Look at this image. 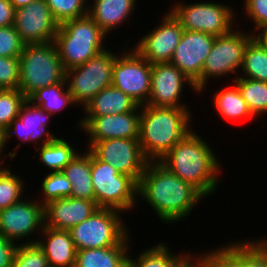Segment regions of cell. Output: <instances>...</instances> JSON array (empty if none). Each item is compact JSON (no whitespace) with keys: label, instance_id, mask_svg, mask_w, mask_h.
I'll use <instances>...</instances> for the list:
<instances>
[{"label":"cell","instance_id":"6da1fadb","mask_svg":"<svg viewBox=\"0 0 267 267\" xmlns=\"http://www.w3.org/2000/svg\"><path fill=\"white\" fill-rule=\"evenodd\" d=\"M137 196L142 197L164 223L183 221L204 199L195 187L181 180L160 162H148L138 182Z\"/></svg>","mask_w":267,"mask_h":267},{"label":"cell","instance_id":"7a4b0ae2","mask_svg":"<svg viewBox=\"0 0 267 267\" xmlns=\"http://www.w3.org/2000/svg\"><path fill=\"white\" fill-rule=\"evenodd\" d=\"M195 133H188L159 162L206 197L219 185L221 165L213 148Z\"/></svg>","mask_w":267,"mask_h":267},{"label":"cell","instance_id":"3957f363","mask_svg":"<svg viewBox=\"0 0 267 267\" xmlns=\"http://www.w3.org/2000/svg\"><path fill=\"white\" fill-rule=\"evenodd\" d=\"M191 115L189 108L141 106L138 140L149 162H159L192 131Z\"/></svg>","mask_w":267,"mask_h":267},{"label":"cell","instance_id":"277c9868","mask_svg":"<svg viewBox=\"0 0 267 267\" xmlns=\"http://www.w3.org/2000/svg\"><path fill=\"white\" fill-rule=\"evenodd\" d=\"M105 37L89 15L60 24L54 43L64 69L82 65L105 50Z\"/></svg>","mask_w":267,"mask_h":267},{"label":"cell","instance_id":"5b68a950","mask_svg":"<svg viewBox=\"0 0 267 267\" xmlns=\"http://www.w3.org/2000/svg\"><path fill=\"white\" fill-rule=\"evenodd\" d=\"M18 89L28 99L38 89L61 83L65 69L53 42L26 44L19 57Z\"/></svg>","mask_w":267,"mask_h":267},{"label":"cell","instance_id":"8992f818","mask_svg":"<svg viewBox=\"0 0 267 267\" xmlns=\"http://www.w3.org/2000/svg\"><path fill=\"white\" fill-rule=\"evenodd\" d=\"M91 178L98 207L130 211L136 206L138 184L91 153Z\"/></svg>","mask_w":267,"mask_h":267},{"label":"cell","instance_id":"52a82bcc","mask_svg":"<svg viewBox=\"0 0 267 267\" xmlns=\"http://www.w3.org/2000/svg\"><path fill=\"white\" fill-rule=\"evenodd\" d=\"M116 54L107 48L84 64L65 70L67 90L74 103L85 107L102 89L112 83Z\"/></svg>","mask_w":267,"mask_h":267},{"label":"cell","instance_id":"ba28073f","mask_svg":"<svg viewBox=\"0 0 267 267\" xmlns=\"http://www.w3.org/2000/svg\"><path fill=\"white\" fill-rule=\"evenodd\" d=\"M122 211L112 208L95 210L92 215L68 231L76 250L117 245L130 231L119 217Z\"/></svg>","mask_w":267,"mask_h":267},{"label":"cell","instance_id":"9c48e42d","mask_svg":"<svg viewBox=\"0 0 267 267\" xmlns=\"http://www.w3.org/2000/svg\"><path fill=\"white\" fill-rule=\"evenodd\" d=\"M253 37V32L245 33L239 29L215 37L213 47L203 65L202 74L194 83L196 90L202 93L211 77L223 78L241 71L245 47Z\"/></svg>","mask_w":267,"mask_h":267},{"label":"cell","instance_id":"30bf717a","mask_svg":"<svg viewBox=\"0 0 267 267\" xmlns=\"http://www.w3.org/2000/svg\"><path fill=\"white\" fill-rule=\"evenodd\" d=\"M219 2H194L192 4L172 5L169 11L179 21L185 31H199L215 37L228 34L233 30L234 8Z\"/></svg>","mask_w":267,"mask_h":267},{"label":"cell","instance_id":"8fae6325","mask_svg":"<svg viewBox=\"0 0 267 267\" xmlns=\"http://www.w3.org/2000/svg\"><path fill=\"white\" fill-rule=\"evenodd\" d=\"M116 54L112 73L114 87L129 95L139 106L147 105L151 91L152 64L134 48Z\"/></svg>","mask_w":267,"mask_h":267},{"label":"cell","instance_id":"7c38bea8","mask_svg":"<svg viewBox=\"0 0 267 267\" xmlns=\"http://www.w3.org/2000/svg\"><path fill=\"white\" fill-rule=\"evenodd\" d=\"M86 148L98 160L108 163L119 173L130 176L137 184L149 162L138 139H105L89 142Z\"/></svg>","mask_w":267,"mask_h":267},{"label":"cell","instance_id":"4fadbf2b","mask_svg":"<svg viewBox=\"0 0 267 267\" xmlns=\"http://www.w3.org/2000/svg\"><path fill=\"white\" fill-rule=\"evenodd\" d=\"M44 227V206L33 199L23 198L0 210V235L17 242L36 243L30 236L38 230V235ZM16 240V241H15Z\"/></svg>","mask_w":267,"mask_h":267},{"label":"cell","instance_id":"5bb4252c","mask_svg":"<svg viewBox=\"0 0 267 267\" xmlns=\"http://www.w3.org/2000/svg\"><path fill=\"white\" fill-rule=\"evenodd\" d=\"M59 26L45 0L15 9L14 27L25 45L53 42Z\"/></svg>","mask_w":267,"mask_h":267},{"label":"cell","instance_id":"9a60e30c","mask_svg":"<svg viewBox=\"0 0 267 267\" xmlns=\"http://www.w3.org/2000/svg\"><path fill=\"white\" fill-rule=\"evenodd\" d=\"M183 28L170 11L163 15L160 24L137 42L134 49L152 65L169 63L178 46Z\"/></svg>","mask_w":267,"mask_h":267},{"label":"cell","instance_id":"2e32d148","mask_svg":"<svg viewBox=\"0 0 267 267\" xmlns=\"http://www.w3.org/2000/svg\"><path fill=\"white\" fill-rule=\"evenodd\" d=\"M189 85L193 92L196 90L193 82L181 70L170 63L152 65L151 91L147 105L188 108L181 102L183 88Z\"/></svg>","mask_w":267,"mask_h":267},{"label":"cell","instance_id":"e0dca14e","mask_svg":"<svg viewBox=\"0 0 267 267\" xmlns=\"http://www.w3.org/2000/svg\"><path fill=\"white\" fill-rule=\"evenodd\" d=\"M141 106L134 111L99 117H82L79 127L89 137L88 142L105 139H138Z\"/></svg>","mask_w":267,"mask_h":267},{"label":"cell","instance_id":"ac0fdd59","mask_svg":"<svg viewBox=\"0 0 267 267\" xmlns=\"http://www.w3.org/2000/svg\"><path fill=\"white\" fill-rule=\"evenodd\" d=\"M215 36L197 31H183L180 42L170 60L193 84L200 78Z\"/></svg>","mask_w":267,"mask_h":267},{"label":"cell","instance_id":"d6986e66","mask_svg":"<svg viewBox=\"0 0 267 267\" xmlns=\"http://www.w3.org/2000/svg\"><path fill=\"white\" fill-rule=\"evenodd\" d=\"M52 116L27 99L21 107L19 116L14 118L3 132L4 148L13 134L23 142L37 144L35 147L54 141L57 136L47 129V124Z\"/></svg>","mask_w":267,"mask_h":267},{"label":"cell","instance_id":"ffe728a7","mask_svg":"<svg viewBox=\"0 0 267 267\" xmlns=\"http://www.w3.org/2000/svg\"><path fill=\"white\" fill-rule=\"evenodd\" d=\"M99 207L93 200L61 198L44 205V226L56 230H69L80 224Z\"/></svg>","mask_w":267,"mask_h":267},{"label":"cell","instance_id":"44dd1931","mask_svg":"<svg viewBox=\"0 0 267 267\" xmlns=\"http://www.w3.org/2000/svg\"><path fill=\"white\" fill-rule=\"evenodd\" d=\"M37 244L45 253L49 267H74L76 247L68 230H56L44 226Z\"/></svg>","mask_w":267,"mask_h":267},{"label":"cell","instance_id":"7402d4cb","mask_svg":"<svg viewBox=\"0 0 267 267\" xmlns=\"http://www.w3.org/2000/svg\"><path fill=\"white\" fill-rule=\"evenodd\" d=\"M92 3L88 5V15L106 35L129 20L137 5L136 0H94Z\"/></svg>","mask_w":267,"mask_h":267},{"label":"cell","instance_id":"603a6c76","mask_svg":"<svg viewBox=\"0 0 267 267\" xmlns=\"http://www.w3.org/2000/svg\"><path fill=\"white\" fill-rule=\"evenodd\" d=\"M129 235L112 247L78 250L74 267H124L130 255Z\"/></svg>","mask_w":267,"mask_h":267},{"label":"cell","instance_id":"cb8c5ba5","mask_svg":"<svg viewBox=\"0 0 267 267\" xmlns=\"http://www.w3.org/2000/svg\"><path fill=\"white\" fill-rule=\"evenodd\" d=\"M139 105L118 88L110 85L102 89L84 107L83 117H99L134 111Z\"/></svg>","mask_w":267,"mask_h":267},{"label":"cell","instance_id":"d4e9b609","mask_svg":"<svg viewBox=\"0 0 267 267\" xmlns=\"http://www.w3.org/2000/svg\"><path fill=\"white\" fill-rule=\"evenodd\" d=\"M62 172L71 182V197L95 201L91 178V152L88 149L77 154Z\"/></svg>","mask_w":267,"mask_h":267},{"label":"cell","instance_id":"484cf974","mask_svg":"<svg viewBox=\"0 0 267 267\" xmlns=\"http://www.w3.org/2000/svg\"><path fill=\"white\" fill-rule=\"evenodd\" d=\"M212 101L218 115L228 121L256 118L251 113L246 101L241 96L235 84L231 87L217 90Z\"/></svg>","mask_w":267,"mask_h":267},{"label":"cell","instance_id":"4316f807","mask_svg":"<svg viewBox=\"0 0 267 267\" xmlns=\"http://www.w3.org/2000/svg\"><path fill=\"white\" fill-rule=\"evenodd\" d=\"M171 252L161 241L154 247L141 251L135 259L132 258V255L129 256L128 262L133 267H182L189 253L173 254L174 252Z\"/></svg>","mask_w":267,"mask_h":267},{"label":"cell","instance_id":"83f0119b","mask_svg":"<svg viewBox=\"0 0 267 267\" xmlns=\"http://www.w3.org/2000/svg\"><path fill=\"white\" fill-rule=\"evenodd\" d=\"M28 100L51 115L62 111L64 107L76 105L67 90L65 79L56 85L38 89Z\"/></svg>","mask_w":267,"mask_h":267},{"label":"cell","instance_id":"f1b7e54d","mask_svg":"<svg viewBox=\"0 0 267 267\" xmlns=\"http://www.w3.org/2000/svg\"><path fill=\"white\" fill-rule=\"evenodd\" d=\"M40 155V161L51 172H62L64 167L70 163L78 154L76 148L69 144L64 138L57 137L54 141L36 147Z\"/></svg>","mask_w":267,"mask_h":267},{"label":"cell","instance_id":"f546056e","mask_svg":"<svg viewBox=\"0 0 267 267\" xmlns=\"http://www.w3.org/2000/svg\"><path fill=\"white\" fill-rule=\"evenodd\" d=\"M240 77L267 83V49L253 37L245 47Z\"/></svg>","mask_w":267,"mask_h":267},{"label":"cell","instance_id":"4dcf8cb0","mask_svg":"<svg viewBox=\"0 0 267 267\" xmlns=\"http://www.w3.org/2000/svg\"><path fill=\"white\" fill-rule=\"evenodd\" d=\"M255 117L267 113V83L244 77L233 80Z\"/></svg>","mask_w":267,"mask_h":267},{"label":"cell","instance_id":"1f68e13d","mask_svg":"<svg viewBox=\"0 0 267 267\" xmlns=\"http://www.w3.org/2000/svg\"><path fill=\"white\" fill-rule=\"evenodd\" d=\"M201 256L212 267H243V240L205 251Z\"/></svg>","mask_w":267,"mask_h":267},{"label":"cell","instance_id":"d6a6232c","mask_svg":"<svg viewBox=\"0 0 267 267\" xmlns=\"http://www.w3.org/2000/svg\"><path fill=\"white\" fill-rule=\"evenodd\" d=\"M19 175L0 166V210L20 201L23 197L24 184ZM22 195V196H21Z\"/></svg>","mask_w":267,"mask_h":267},{"label":"cell","instance_id":"836d02e7","mask_svg":"<svg viewBox=\"0 0 267 267\" xmlns=\"http://www.w3.org/2000/svg\"><path fill=\"white\" fill-rule=\"evenodd\" d=\"M25 95L17 89H0V130L4 132L11 121L19 116Z\"/></svg>","mask_w":267,"mask_h":267},{"label":"cell","instance_id":"e575fe53","mask_svg":"<svg viewBox=\"0 0 267 267\" xmlns=\"http://www.w3.org/2000/svg\"><path fill=\"white\" fill-rule=\"evenodd\" d=\"M43 197L39 202L44 206L48 202L71 197L72 185L63 172H50L42 180Z\"/></svg>","mask_w":267,"mask_h":267},{"label":"cell","instance_id":"d590c367","mask_svg":"<svg viewBox=\"0 0 267 267\" xmlns=\"http://www.w3.org/2000/svg\"><path fill=\"white\" fill-rule=\"evenodd\" d=\"M58 24L88 15V0H45Z\"/></svg>","mask_w":267,"mask_h":267},{"label":"cell","instance_id":"8d00e7d4","mask_svg":"<svg viewBox=\"0 0 267 267\" xmlns=\"http://www.w3.org/2000/svg\"><path fill=\"white\" fill-rule=\"evenodd\" d=\"M11 267H49L45 253L37 243L17 246Z\"/></svg>","mask_w":267,"mask_h":267},{"label":"cell","instance_id":"74e56055","mask_svg":"<svg viewBox=\"0 0 267 267\" xmlns=\"http://www.w3.org/2000/svg\"><path fill=\"white\" fill-rule=\"evenodd\" d=\"M243 267H267V242L263 240H243Z\"/></svg>","mask_w":267,"mask_h":267},{"label":"cell","instance_id":"f35d334b","mask_svg":"<svg viewBox=\"0 0 267 267\" xmlns=\"http://www.w3.org/2000/svg\"><path fill=\"white\" fill-rule=\"evenodd\" d=\"M24 45L14 25L0 27V57H20Z\"/></svg>","mask_w":267,"mask_h":267},{"label":"cell","instance_id":"ab89813d","mask_svg":"<svg viewBox=\"0 0 267 267\" xmlns=\"http://www.w3.org/2000/svg\"><path fill=\"white\" fill-rule=\"evenodd\" d=\"M19 57H0V89H17Z\"/></svg>","mask_w":267,"mask_h":267},{"label":"cell","instance_id":"60d3db41","mask_svg":"<svg viewBox=\"0 0 267 267\" xmlns=\"http://www.w3.org/2000/svg\"><path fill=\"white\" fill-rule=\"evenodd\" d=\"M243 4L246 17L250 18L255 26L253 32L257 33L267 27V0H245Z\"/></svg>","mask_w":267,"mask_h":267},{"label":"cell","instance_id":"b9f144b4","mask_svg":"<svg viewBox=\"0 0 267 267\" xmlns=\"http://www.w3.org/2000/svg\"><path fill=\"white\" fill-rule=\"evenodd\" d=\"M18 242L0 235V267H11Z\"/></svg>","mask_w":267,"mask_h":267},{"label":"cell","instance_id":"7bdbcfd3","mask_svg":"<svg viewBox=\"0 0 267 267\" xmlns=\"http://www.w3.org/2000/svg\"><path fill=\"white\" fill-rule=\"evenodd\" d=\"M15 20V8L10 0H0V27L12 26Z\"/></svg>","mask_w":267,"mask_h":267},{"label":"cell","instance_id":"ee69618b","mask_svg":"<svg viewBox=\"0 0 267 267\" xmlns=\"http://www.w3.org/2000/svg\"><path fill=\"white\" fill-rule=\"evenodd\" d=\"M193 257V258H192ZM190 256L184 260L182 267H212L199 253V256Z\"/></svg>","mask_w":267,"mask_h":267},{"label":"cell","instance_id":"f6af8a7d","mask_svg":"<svg viewBox=\"0 0 267 267\" xmlns=\"http://www.w3.org/2000/svg\"><path fill=\"white\" fill-rule=\"evenodd\" d=\"M259 32L253 33L254 37L267 49V27L261 29Z\"/></svg>","mask_w":267,"mask_h":267},{"label":"cell","instance_id":"bcb514c9","mask_svg":"<svg viewBox=\"0 0 267 267\" xmlns=\"http://www.w3.org/2000/svg\"><path fill=\"white\" fill-rule=\"evenodd\" d=\"M34 1H37V0H10V2L12 3L15 9L20 8V7H25Z\"/></svg>","mask_w":267,"mask_h":267},{"label":"cell","instance_id":"7dc6e473","mask_svg":"<svg viewBox=\"0 0 267 267\" xmlns=\"http://www.w3.org/2000/svg\"><path fill=\"white\" fill-rule=\"evenodd\" d=\"M4 144H3V132L0 130V157L2 156V153H4ZM3 159V160H2ZM2 159L0 158V165L4 164L3 162H5L3 156Z\"/></svg>","mask_w":267,"mask_h":267},{"label":"cell","instance_id":"c3c4849f","mask_svg":"<svg viewBox=\"0 0 267 267\" xmlns=\"http://www.w3.org/2000/svg\"><path fill=\"white\" fill-rule=\"evenodd\" d=\"M124 267H133V266L129 262H127Z\"/></svg>","mask_w":267,"mask_h":267}]
</instances>
